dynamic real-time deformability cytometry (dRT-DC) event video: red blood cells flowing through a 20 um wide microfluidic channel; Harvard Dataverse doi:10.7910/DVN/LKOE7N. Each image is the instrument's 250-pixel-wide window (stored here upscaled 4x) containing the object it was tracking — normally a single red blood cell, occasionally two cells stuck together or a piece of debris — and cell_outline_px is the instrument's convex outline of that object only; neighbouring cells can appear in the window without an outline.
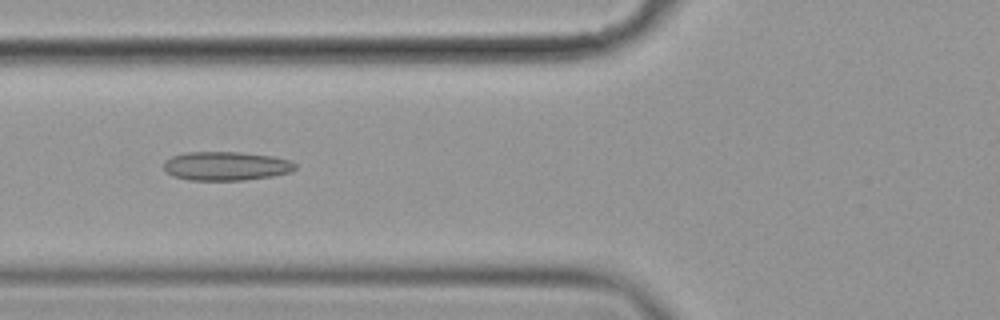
{"species": "common noctule bat (a hibernating species)", "species_latin": "Nyctalus noctula", "temperature_condition": "cold", "stored_images_in_passage": 9, "camera_frame_rate_fps": 3000, "um_per_image_px": 0.085, "animal": {"sex": "female", "body_mass_g": 19.9}, "frame": {"image": 1, "passage_image": 7, "time_ms": 2.0, "image_size_px": [1000, 320], "cell_outline_px": [[296, 168], [292, 172], [272, 176], [244, 180], [188, 180], [172, 176], [164, 168], [164, 160], [172, 156], [184, 152], [240, 152], [272, 156], [288, 160], [296, 164]], "centroid_in_image_um": [19.2, 14.11], "position_along_channel_um": 106.6, "area_um2": 22.2}}
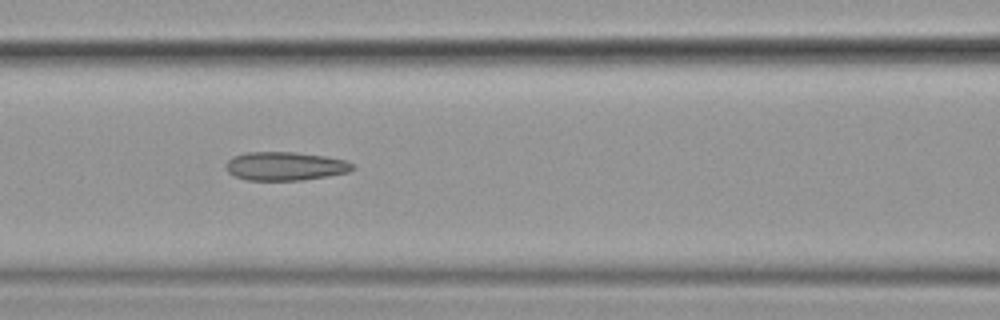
{"frame": {"image": 2, "passage_image": 8, "time_ms": 2.333, "image_size_px": [1000, 320], "cell_outline_px": [[356, 168], [348, 172], [328, 176], [300, 180], [248, 180], [232, 176], [228, 172], [228, 160], [244, 152], [296, 152], [324, 156], [344, 160], [356, 164]], "centroid_in_image_um": [24.28, 14.12], "position_along_channel_um": 142.3, "area_um2": 21.04}}
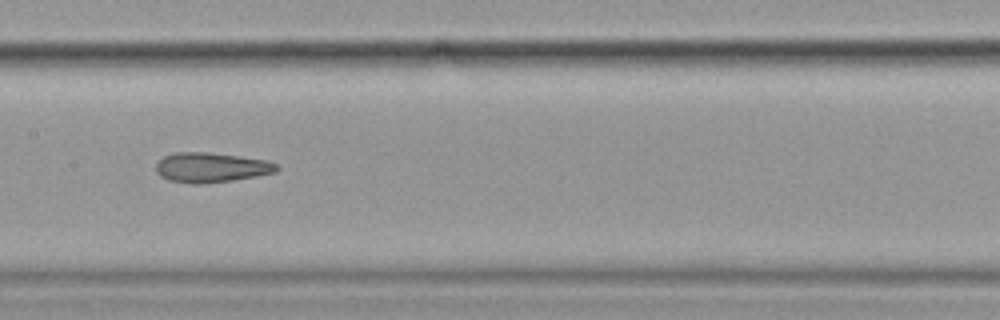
{"frame": {"image": 3, "passage_image": 9, "time_ms": 2.667, "image_size_px": [1000, 320], "cell_outline_px": [[280, 168], [276, 172], [256, 176], [232, 180], [200, 184], [192, 184], [168, 180], [160, 176], [156, 172], [156, 164], [164, 156], [176, 152], [208, 152], [240, 156], [264, 160], [276, 164]], "centroid_in_image_um": [17.92, 14.23], "position_along_channel_um": 189.5, "area_um2": 20.92}}